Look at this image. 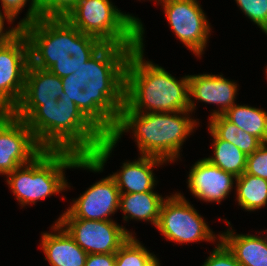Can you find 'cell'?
I'll use <instances>...</instances> for the list:
<instances>
[{
  "instance_id": "obj_1",
  "label": "cell",
  "mask_w": 267,
  "mask_h": 266,
  "mask_svg": "<svg viewBox=\"0 0 267 266\" xmlns=\"http://www.w3.org/2000/svg\"><path fill=\"white\" fill-rule=\"evenodd\" d=\"M138 46L105 44L80 69L68 77L86 83L85 117L105 136L114 130L125 105V68L130 52Z\"/></svg>"
},
{
  "instance_id": "obj_2",
  "label": "cell",
  "mask_w": 267,
  "mask_h": 266,
  "mask_svg": "<svg viewBox=\"0 0 267 266\" xmlns=\"http://www.w3.org/2000/svg\"><path fill=\"white\" fill-rule=\"evenodd\" d=\"M21 30L29 42L30 63L60 78L75 73L105 45L65 17H40Z\"/></svg>"
},
{
  "instance_id": "obj_3",
  "label": "cell",
  "mask_w": 267,
  "mask_h": 266,
  "mask_svg": "<svg viewBox=\"0 0 267 266\" xmlns=\"http://www.w3.org/2000/svg\"><path fill=\"white\" fill-rule=\"evenodd\" d=\"M115 145L111 139L105 137L94 153L88 156L67 150H43L31 162L10 172L7 183L22 206L35 204L36 201L68 187L63 169L78 167L101 172Z\"/></svg>"
},
{
  "instance_id": "obj_4",
  "label": "cell",
  "mask_w": 267,
  "mask_h": 266,
  "mask_svg": "<svg viewBox=\"0 0 267 266\" xmlns=\"http://www.w3.org/2000/svg\"><path fill=\"white\" fill-rule=\"evenodd\" d=\"M142 23L139 46L133 49L125 68V106L133 112L145 108L150 113L190 111L189 76L175 79L162 67L143 60Z\"/></svg>"
},
{
  "instance_id": "obj_5",
  "label": "cell",
  "mask_w": 267,
  "mask_h": 266,
  "mask_svg": "<svg viewBox=\"0 0 267 266\" xmlns=\"http://www.w3.org/2000/svg\"><path fill=\"white\" fill-rule=\"evenodd\" d=\"M25 122L44 150H67L88 156L105 138L69 100L40 105Z\"/></svg>"
},
{
  "instance_id": "obj_6",
  "label": "cell",
  "mask_w": 267,
  "mask_h": 266,
  "mask_svg": "<svg viewBox=\"0 0 267 266\" xmlns=\"http://www.w3.org/2000/svg\"><path fill=\"white\" fill-rule=\"evenodd\" d=\"M191 111L144 113L130 111L125 105L120 109L119 119L108 136L115 144L123 132H134L142 156H152L164 161L178 158L179 150L197 124L188 116ZM143 113V114H142ZM173 114V115H172ZM176 114H184L181 115Z\"/></svg>"
},
{
  "instance_id": "obj_7",
  "label": "cell",
  "mask_w": 267,
  "mask_h": 266,
  "mask_svg": "<svg viewBox=\"0 0 267 266\" xmlns=\"http://www.w3.org/2000/svg\"><path fill=\"white\" fill-rule=\"evenodd\" d=\"M65 18L104 44L139 46L140 20L120 12L109 0H78Z\"/></svg>"
},
{
  "instance_id": "obj_8",
  "label": "cell",
  "mask_w": 267,
  "mask_h": 266,
  "mask_svg": "<svg viewBox=\"0 0 267 266\" xmlns=\"http://www.w3.org/2000/svg\"><path fill=\"white\" fill-rule=\"evenodd\" d=\"M30 49L20 29L8 42L0 45V112H12L24 91Z\"/></svg>"
},
{
  "instance_id": "obj_9",
  "label": "cell",
  "mask_w": 267,
  "mask_h": 266,
  "mask_svg": "<svg viewBox=\"0 0 267 266\" xmlns=\"http://www.w3.org/2000/svg\"><path fill=\"white\" fill-rule=\"evenodd\" d=\"M156 227L168 240L179 243L215 241L205 220L180 193L164 199Z\"/></svg>"
},
{
  "instance_id": "obj_10",
  "label": "cell",
  "mask_w": 267,
  "mask_h": 266,
  "mask_svg": "<svg viewBox=\"0 0 267 266\" xmlns=\"http://www.w3.org/2000/svg\"><path fill=\"white\" fill-rule=\"evenodd\" d=\"M43 150L25 120L12 112H0V174L8 175Z\"/></svg>"
},
{
  "instance_id": "obj_11",
  "label": "cell",
  "mask_w": 267,
  "mask_h": 266,
  "mask_svg": "<svg viewBox=\"0 0 267 266\" xmlns=\"http://www.w3.org/2000/svg\"><path fill=\"white\" fill-rule=\"evenodd\" d=\"M87 254L116 253L132 236L113 221L59 218L56 222Z\"/></svg>"
},
{
  "instance_id": "obj_12",
  "label": "cell",
  "mask_w": 267,
  "mask_h": 266,
  "mask_svg": "<svg viewBox=\"0 0 267 266\" xmlns=\"http://www.w3.org/2000/svg\"><path fill=\"white\" fill-rule=\"evenodd\" d=\"M161 3L176 36L193 53L201 55L210 26L197 0H162Z\"/></svg>"
},
{
  "instance_id": "obj_13",
  "label": "cell",
  "mask_w": 267,
  "mask_h": 266,
  "mask_svg": "<svg viewBox=\"0 0 267 266\" xmlns=\"http://www.w3.org/2000/svg\"><path fill=\"white\" fill-rule=\"evenodd\" d=\"M120 192L112 176L103 178L83 193L60 218L113 221L109 216L119 209Z\"/></svg>"
},
{
  "instance_id": "obj_14",
  "label": "cell",
  "mask_w": 267,
  "mask_h": 266,
  "mask_svg": "<svg viewBox=\"0 0 267 266\" xmlns=\"http://www.w3.org/2000/svg\"><path fill=\"white\" fill-rule=\"evenodd\" d=\"M63 93L60 77L30 63L26 71L23 95L12 113L26 120L40 105L57 103Z\"/></svg>"
},
{
  "instance_id": "obj_15",
  "label": "cell",
  "mask_w": 267,
  "mask_h": 266,
  "mask_svg": "<svg viewBox=\"0 0 267 266\" xmlns=\"http://www.w3.org/2000/svg\"><path fill=\"white\" fill-rule=\"evenodd\" d=\"M233 174L211 164L206 158L197 161L190 170L188 187L195 197L220 203L233 187Z\"/></svg>"
},
{
  "instance_id": "obj_16",
  "label": "cell",
  "mask_w": 267,
  "mask_h": 266,
  "mask_svg": "<svg viewBox=\"0 0 267 266\" xmlns=\"http://www.w3.org/2000/svg\"><path fill=\"white\" fill-rule=\"evenodd\" d=\"M237 93L236 83L225 79L222 75H190L189 76V106L190 111L195 109V103L191 99H196L209 103L221 105L220 111H214L211 117L223 115L235 103Z\"/></svg>"
},
{
  "instance_id": "obj_17",
  "label": "cell",
  "mask_w": 267,
  "mask_h": 266,
  "mask_svg": "<svg viewBox=\"0 0 267 266\" xmlns=\"http://www.w3.org/2000/svg\"><path fill=\"white\" fill-rule=\"evenodd\" d=\"M58 234L43 233L41 245L45 260L51 266H85L88 254L78 246L75 240L55 223L52 227Z\"/></svg>"
},
{
  "instance_id": "obj_18",
  "label": "cell",
  "mask_w": 267,
  "mask_h": 266,
  "mask_svg": "<svg viewBox=\"0 0 267 266\" xmlns=\"http://www.w3.org/2000/svg\"><path fill=\"white\" fill-rule=\"evenodd\" d=\"M163 162L165 161L157 157L141 155L137 161L123 163L122 170L111 176L120 194L153 192L155 178L152 167Z\"/></svg>"
},
{
  "instance_id": "obj_19",
  "label": "cell",
  "mask_w": 267,
  "mask_h": 266,
  "mask_svg": "<svg viewBox=\"0 0 267 266\" xmlns=\"http://www.w3.org/2000/svg\"><path fill=\"white\" fill-rule=\"evenodd\" d=\"M219 238L241 266H267V245L263 238L255 235H236L231 230L222 233Z\"/></svg>"
},
{
  "instance_id": "obj_20",
  "label": "cell",
  "mask_w": 267,
  "mask_h": 266,
  "mask_svg": "<svg viewBox=\"0 0 267 266\" xmlns=\"http://www.w3.org/2000/svg\"><path fill=\"white\" fill-rule=\"evenodd\" d=\"M163 201V198L154 192L120 194L119 209L124 212L126 221L128 218L143 219L157 226Z\"/></svg>"
},
{
  "instance_id": "obj_21",
  "label": "cell",
  "mask_w": 267,
  "mask_h": 266,
  "mask_svg": "<svg viewBox=\"0 0 267 266\" xmlns=\"http://www.w3.org/2000/svg\"><path fill=\"white\" fill-rule=\"evenodd\" d=\"M223 116L244 132L267 143V112L245 105H233Z\"/></svg>"
},
{
  "instance_id": "obj_22",
  "label": "cell",
  "mask_w": 267,
  "mask_h": 266,
  "mask_svg": "<svg viewBox=\"0 0 267 266\" xmlns=\"http://www.w3.org/2000/svg\"><path fill=\"white\" fill-rule=\"evenodd\" d=\"M209 130L217 138L234 144L246 156L254 153L263 144L257 137L244 132L223 115L210 118Z\"/></svg>"
},
{
  "instance_id": "obj_23",
  "label": "cell",
  "mask_w": 267,
  "mask_h": 266,
  "mask_svg": "<svg viewBox=\"0 0 267 266\" xmlns=\"http://www.w3.org/2000/svg\"><path fill=\"white\" fill-rule=\"evenodd\" d=\"M235 181L237 201L243 209L253 211L267 204V180L245 172Z\"/></svg>"
},
{
  "instance_id": "obj_24",
  "label": "cell",
  "mask_w": 267,
  "mask_h": 266,
  "mask_svg": "<svg viewBox=\"0 0 267 266\" xmlns=\"http://www.w3.org/2000/svg\"><path fill=\"white\" fill-rule=\"evenodd\" d=\"M210 133L214 139V156L206 159L235 177L243 175L246 171L247 156L234 144L221 140L212 132Z\"/></svg>"
},
{
  "instance_id": "obj_25",
  "label": "cell",
  "mask_w": 267,
  "mask_h": 266,
  "mask_svg": "<svg viewBox=\"0 0 267 266\" xmlns=\"http://www.w3.org/2000/svg\"><path fill=\"white\" fill-rule=\"evenodd\" d=\"M160 263L135 237L130 238L115 253V266H159Z\"/></svg>"
},
{
  "instance_id": "obj_26",
  "label": "cell",
  "mask_w": 267,
  "mask_h": 266,
  "mask_svg": "<svg viewBox=\"0 0 267 266\" xmlns=\"http://www.w3.org/2000/svg\"><path fill=\"white\" fill-rule=\"evenodd\" d=\"M28 0H1L4 15H6L11 21L19 14L20 10L25 6ZM39 11L37 7V0H31L30 8L28 9L27 16L22 19L17 27L22 29L24 26L33 23L39 19Z\"/></svg>"
},
{
  "instance_id": "obj_27",
  "label": "cell",
  "mask_w": 267,
  "mask_h": 266,
  "mask_svg": "<svg viewBox=\"0 0 267 266\" xmlns=\"http://www.w3.org/2000/svg\"><path fill=\"white\" fill-rule=\"evenodd\" d=\"M242 12L267 34V0H235Z\"/></svg>"
},
{
  "instance_id": "obj_28",
  "label": "cell",
  "mask_w": 267,
  "mask_h": 266,
  "mask_svg": "<svg viewBox=\"0 0 267 266\" xmlns=\"http://www.w3.org/2000/svg\"><path fill=\"white\" fill-rule=\"evenodd\" d=\"M61 80L64 93L59 99L73 101L85 116V97L83 95V89L85 88L86 83H83L78 77L65 76L61 78Z\"/></svg>"
},
{
  "instance_id": "obj_29",
  "label": "cell",
  "mask_w": 267,
  "mask_h": 266,
  "mask_svg": "<svg viewBox=\"0 0 267 266\" xmlns=\"http://www.w3.org/2000/svg\"><path fill=\"white\" fill-rule=\"evenodd\" d=\"M78 0H37L40 17H65Z\"/></svg>"
},
{
  "instance_id": "obj_30",
  "label": "cell",
  "mask_w": 267,
  "mask_h": 266,
  "mask_svg": "<svg viewBox=\"0 0 267 266\" xmlns=\"http://www.w3.org/2000/svg\"><path fill=\"white\" fill-rule=\"evenodd\" d=\"M267 143L247 156L246 173L267 180Z\"/></svg>"
},
{
  "instance_id": "obj_31",
  "label": "cell",
  "mask_w": 267,
  "mask_h": 266,
  "mask_svg": "<svg viewBox=\"0 0 267 266\" xmlns=\"http://www.w3.org/2000/svg\"><path fill=\"white\" fill-rule=\"evenodd\" d=\"M202 266H241L233 253L220 240L212 254Z\"/></svg>"
},
{
  "instance_id": "obj_32",
  "label": "cell",
  "mask_w": 267,
  "mask_h": 266,
  "mask_svg": "<svg viewBox=\"0 0 267 266\" xmlns=\"http://www.w3.org/2000/svg\"><path fill=\"white\" fill-rule=\"evenodd\" d=\"M85 266H115V253L88 254Z\"/></svg>"
},
{
  "instance_id": "obj_33",
  "label": "cell",
  "mask_w": 267,
  "mask_h": 266,
  "mask_svg": "<svg viewBox=\"0 0 267 266\" xmlns=\"http://www.w3.org/2000/svg\"><path fill=\"white\" fill-rule=\"evenodd\" d=\"M5 18L8 20V22H12L6 15H3L0 11V45L8 42L20 30L19 27H15V28L9 29L8 31L4 33L3 29H4Z\"/></svg>"
},
{
  "instance_id": "obj_34",
  "label": "cell",
  "mask_w": 267,
  "mask_h": 266,
  "mask_svg": "<svg viewBox=\"0 0 267 266\" xmlns=\"http://www.w3.org/2000/svg\"><path fill=\"white\" fill-rule=\"evenodd\" d=\"M263 239L265 241V244L267 245V236H266V238H263Z\"/></svg>"
}]
</instances>
